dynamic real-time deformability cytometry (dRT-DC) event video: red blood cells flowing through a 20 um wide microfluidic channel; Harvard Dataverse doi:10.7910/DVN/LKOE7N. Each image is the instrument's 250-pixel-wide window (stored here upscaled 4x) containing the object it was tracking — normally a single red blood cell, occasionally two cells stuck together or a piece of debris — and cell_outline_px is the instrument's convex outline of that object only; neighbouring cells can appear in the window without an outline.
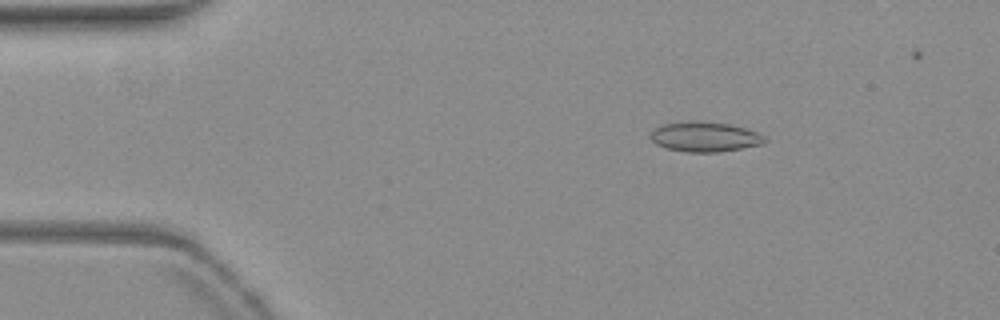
{"species": "common noctule bat (a hibernating species)", "species_latin": "Nyctalus noctula", "temperature_condition": "warm", "stored_images_in_passage": 41, "camera_frame_rate_fps": 3000, "um_per_image_px": 0.085, "animal": {"sex": "female", "body_mass_g": 19.3, "forearm_length_mm": 54.1}, "frame": {"image": 1, "passage_image": 2, "time_ms": 0.333, "image_size_px": [1000, 320], "cell_outline_px": [[764, 140], [760, 144], [720, 152], [688, 152], [668, 148], [656, 144], [652, 140], [652, 132], [656, 128], [664, 124], [728, 124], [744, 128], [756, 132]], "centroid_in_image_um": [59.9, 11.68], "position_along_channel_um": 25.1, "area_um2": 18.38}}
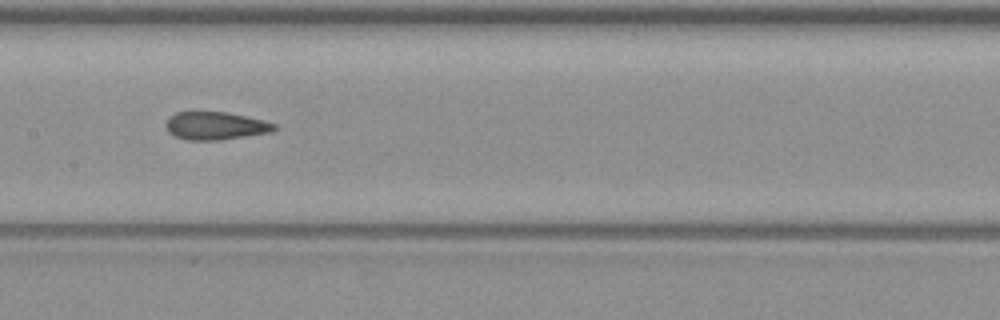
{"frame": {"image": 2, "passage_image": 20, "time_ms": 6.333, "image_size_px": [1000, 320], "cell_outline_px": [[276, 128], [268, 132], [220, 140], [188, 140], [172, 136], [164, 128], [164, 124], [168, 116], [176, 112], [228, 112], [276, 124]], "centroid_in_image_um": [18.19, 10.69], "position_along_channel_um": 189.2, "area_um2": 17.57}}
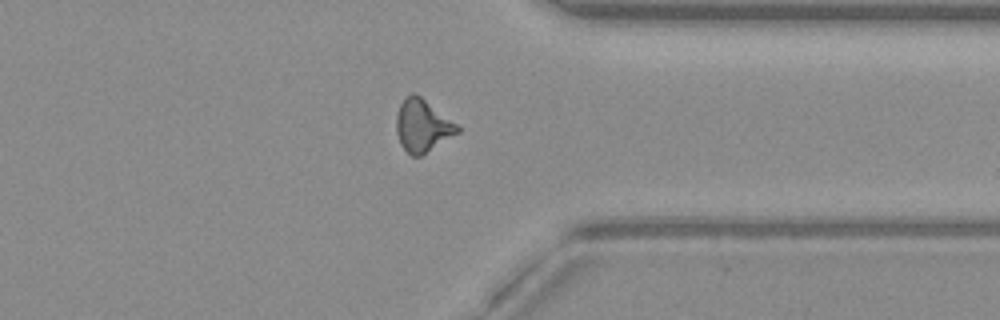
{"frame": {"image": 3, "passage_image": 35, "time_ms": 11.333, "image_size_px": [1000, 320], "cell_outline_px": [[460, 132], [420, 156], [412, 156], [400, 144], [396, 132], [396, 116], [400, 104], [412, 92], [416, 92], [456, 124], [460, 128]], "centroid_in_image_um": [35.89, 10.68], "position_along_channel_um": 375.5, "area_um2": 18.44}}